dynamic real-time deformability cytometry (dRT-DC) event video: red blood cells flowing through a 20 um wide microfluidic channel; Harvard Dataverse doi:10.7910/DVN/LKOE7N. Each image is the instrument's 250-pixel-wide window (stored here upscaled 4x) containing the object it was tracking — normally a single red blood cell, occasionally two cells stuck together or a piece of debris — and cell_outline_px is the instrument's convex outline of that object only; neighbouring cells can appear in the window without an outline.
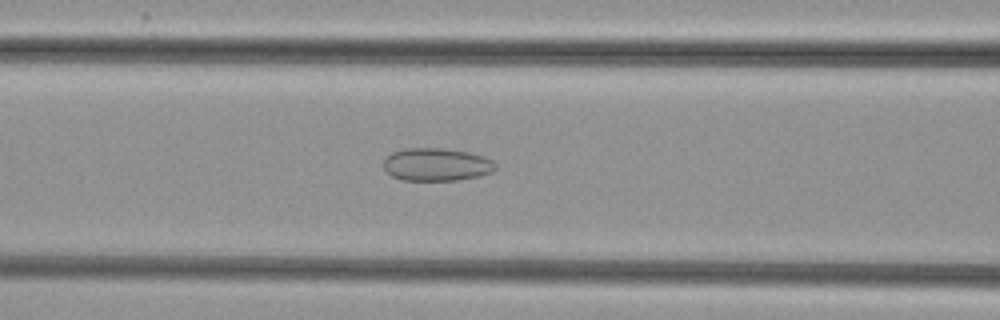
{"species": "common noctule bat (a hibernating species)", "species_latin": "Nyctalus noctula", "temperature_condition": "cold", "stored_images_in_passage": 9, "camera_frame_rate_fps": 3000, "um_per_image_px": 0.085, "animal": {"sex": "female", "body_mass_g": 29.2, "forearm_length_mm": 56.3}, "frame": {"image": 1, "passage_image": 7, "time_ms": 2.0, "image_size_px": [1000, 320], "cell_outline_px": [[496, 168], [492, 172], [480, 176], [456, 180], [400, 180], [392, 176], [384, 168], [384, 160], [392, 152], [404, 148], [440, 148], [468, 152], [484, 156], [492, 160], [496, 164]], "centroid_in_image_um": [37.11, 13.98], "position_along_channel_um": 129.5, "area_um2": 21.44}}